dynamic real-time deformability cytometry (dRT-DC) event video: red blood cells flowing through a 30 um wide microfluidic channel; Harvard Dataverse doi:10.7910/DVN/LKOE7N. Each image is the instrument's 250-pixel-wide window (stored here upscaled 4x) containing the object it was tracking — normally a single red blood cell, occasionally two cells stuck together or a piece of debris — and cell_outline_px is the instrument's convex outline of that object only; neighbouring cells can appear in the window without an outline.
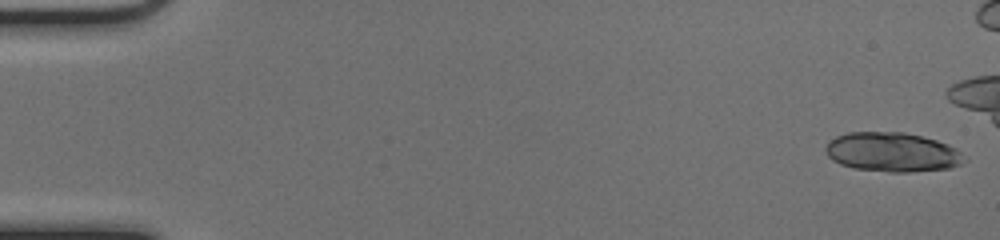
{"species": "common noctule bat (a hibernating species)", "species_latin": "Nyctalus noctula", "temperature_condition": "cold", "stored_images_in_passage": 43, "camera_frame_rate_fps": 3000, "um_per_image_px": 0.085, "animal": {"sex": "female", "body_mass_g": 17.0, "forearm_length_mm": 48.0}, "frame": {"image": 1, "passage_image": 1, "time_ms": 0.0, "image_size_px": [1000, 240], "cell_outline_px": [[968, 160], [960, 164], [948, 168], [908, 172], [888, 172], [852, 168], [840, 164], [832, 160], [828, 156], [824, 148], [828, 140], [836, 136], [848, 132], [904, 132], [936, 140], [956, 148]], "centroid_in_image_um": [75.8, 12.93], "position_along_channel_um": 9.2, "area_um2": 31.91}}
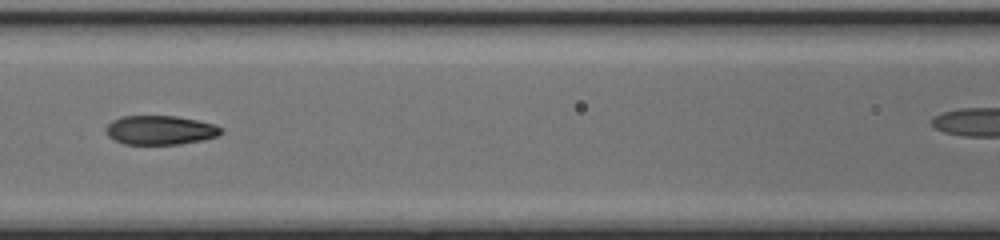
{"frame": {"image": 2, "passage_image": 24, "time_ms": 7.667, "image_size_px": [1000, 240], "cell_outline_px": [[224, 132], [216, 136], [200, 140], [180, 144], [124, 144], [108, 136], [104, 128], [112, 120], [120, 116], [176, 116], [216, 124]], "centroid_in_image_um": [13.59, 11.05], "position_along_channel_um": 153.0, "area_um2": 19.48}}
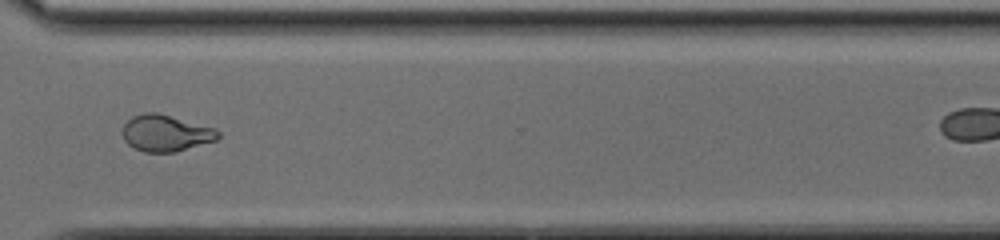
{"frame": {"image": 3, "passage_image": 39, "time_ms": 12.667, "image_size_px": [1000, 240], "cell_outline_px": [[220, 136], [216, 140], [176, 152], [144, 152], [132, 148], [124, 140], [124, 124], [132, 116], [144, 112], [156, 112], [216, 128], [220, 132]], "centroid_in_image_um": [14.1, 11.32], "position_along_channel_um": 356.5, "area_um2": 20.35}}